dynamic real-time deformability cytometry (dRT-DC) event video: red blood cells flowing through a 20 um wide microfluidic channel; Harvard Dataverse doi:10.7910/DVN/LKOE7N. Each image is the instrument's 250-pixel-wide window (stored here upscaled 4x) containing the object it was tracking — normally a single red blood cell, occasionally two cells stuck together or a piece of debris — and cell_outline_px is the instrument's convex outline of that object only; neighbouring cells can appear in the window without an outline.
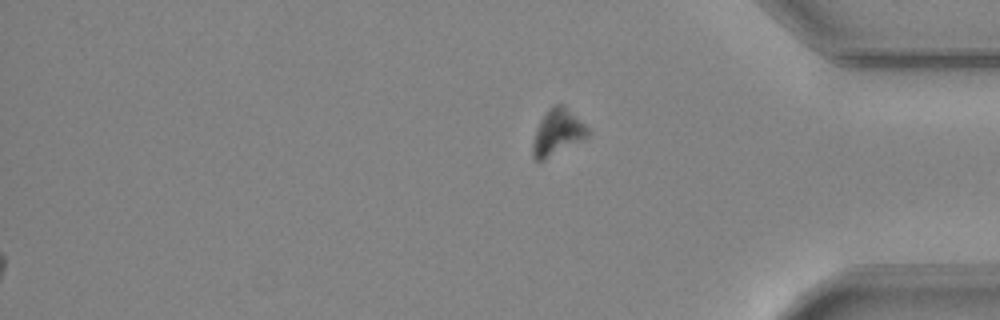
{"species": "common noctule bat (a hibernating species)", "species_latin": "Nyctalus noctula", "temperature_condition": "warm", "stored_images_in_passage": 45, "camera_frame_rate_fps": 3000, "um_per_image_px": 0.085, "animal": {"sex": "female", "body_mass_g": 24.6, "forearm_length_mm": 56.2}, "frame": {"image": 1, "passage_image": 45, "time_ms": 14.667, "image_size_px": [1000, 320], "cell_outline_px": [[588, 136], [584, 140], [544, 160], [536, 160], [532, 156], [532, 144], [536, 128], [540, 120], [552, 104], [564, 104], [588, 128]], "centroid_in_image_um": [47.37, 11.25], "position_along_channel_um": 387.8, "area_um2": 14.8}}